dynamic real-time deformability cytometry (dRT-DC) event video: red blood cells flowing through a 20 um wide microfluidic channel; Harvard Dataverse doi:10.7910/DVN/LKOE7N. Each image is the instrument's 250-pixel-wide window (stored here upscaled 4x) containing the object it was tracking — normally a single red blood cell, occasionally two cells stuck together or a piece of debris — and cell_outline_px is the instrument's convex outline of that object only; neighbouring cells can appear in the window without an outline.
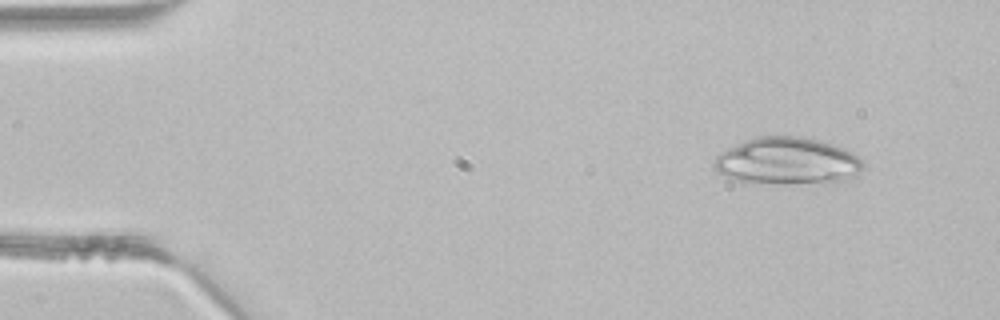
{"species": "common noctule bat (a hibernating species)", "species_latin": "Nyctalus noctula", "temperature_condition": "room temperature", "stored_images_in_passage": 4, "camera_frame_rate_fps": 3000, "um_per_image_px": 0.085, "animal": {"sex": "male", "body_mass_g": 21.5, "forearm_length_mm": 52.0}, "frame": {"image": 1, "passage_image": 1, "time_ms": 0.0, "image_size_px": [1000, 320], "cell_outline_px": [[864, 164], [856, 176], [824, 184], [784, 184], [736, 180], [724, 176], [712, 164], [716, 156], [720, 152], [744, 140], [756, 136], [804, 136], [836, 144], [852, 152]], "centroid_in_image_um": [66.93, 13.68], "position_along_channel_um": 18.1, "area_um2": 41.21}}